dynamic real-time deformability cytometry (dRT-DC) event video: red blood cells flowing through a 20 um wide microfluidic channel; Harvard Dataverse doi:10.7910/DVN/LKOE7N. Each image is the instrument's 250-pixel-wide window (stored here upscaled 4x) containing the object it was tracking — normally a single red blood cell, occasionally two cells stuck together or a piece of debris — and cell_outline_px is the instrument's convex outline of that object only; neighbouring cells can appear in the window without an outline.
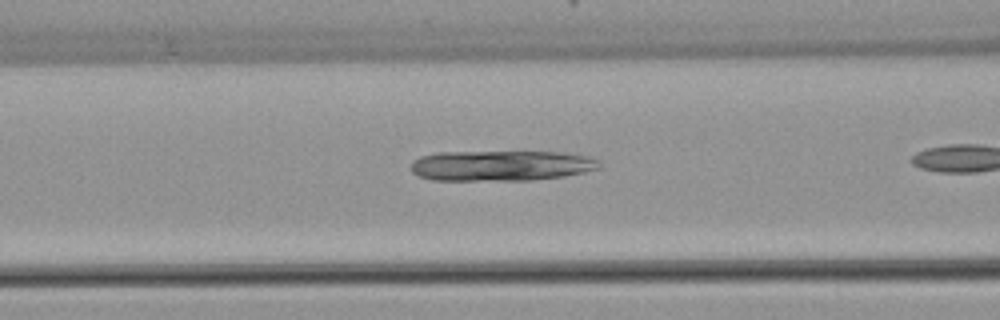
{"species": "common noctule bat (a hibernating species)", "species_latin": "Nyctalus noctula", "temperature_condition": "warm", "stored_images_in_passage": 7, "camera_frame_rate_fps": 3000, "um_per_image_px": 0.085, "animal": {"sex": "female", "body_mass_g": 22.7, "forearm_length_mm": 54.2}, "frame": {"image": 1, "passage_image": 5, "time_ms": 1.333, "image_size_px": [1000, 320], "cell_outline_px": [[600, 168], [584, 172], [560, 176], [532, 180], [432, 180], [420, 176], [412, 172], [412, 160], [420, 156], [436, 152], [564, 152], [584, 156], [596, 160]], "centroid_in_image_um": [42.53, 14.07], "position_along_channel_um": 124.1, "area_um2": 33.18}}